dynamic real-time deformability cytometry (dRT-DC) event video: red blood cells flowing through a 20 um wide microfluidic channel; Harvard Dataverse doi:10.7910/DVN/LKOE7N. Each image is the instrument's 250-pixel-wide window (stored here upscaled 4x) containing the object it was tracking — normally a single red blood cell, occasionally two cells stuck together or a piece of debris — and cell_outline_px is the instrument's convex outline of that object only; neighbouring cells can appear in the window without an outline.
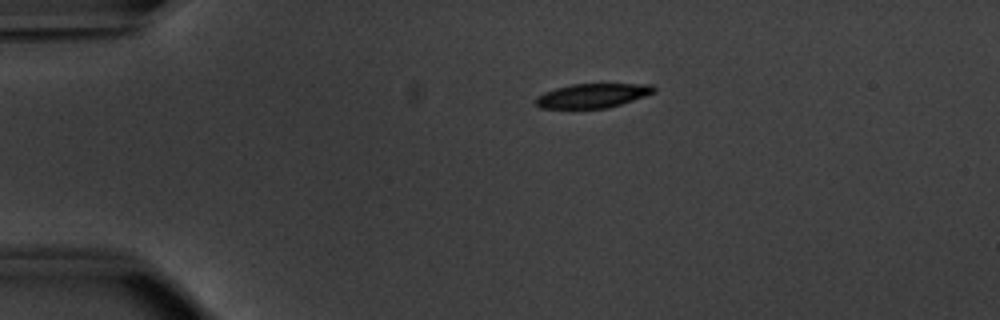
{"species": "common noctule bat (a hibernating species)", "species_latin": "Nyctalus noctula", "temperature_condition": "warm", "stored_images_in_passage": 43, "camera_frame_rate_fps": 3000, "um_per_image_px": 0.085, "animal": {"sex": "male", "body_mass_g": 20.1, "forearm_length_mm": 53.5}, "frame": {"image": 1, "passage_image": 1, "time_ms": 0.0, "image_size_px": [1000, 320], "cell_outline_px": [[656, 92], [608, 108], [540, 108], [536, 104], [536, 96], [544, 92], [556, 88], [572, 84], [652, 84], [656, 88]], "centroid_in_image_um": [50.37, 8.12], "position_along_channel_um": 34.6, "area_um2": 16.59}}
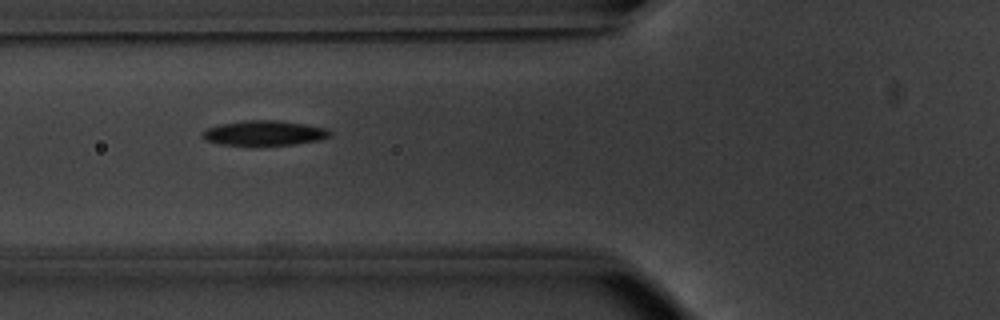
{"frame": {"image": 2, "passage_image": 10, "time_ms": 3.0, "image_size_px": [1000, 320], "cell_outline_px": [[332, 136], [320, 140], [296, 144], [216, 144], [204, 140], [200, 136], [200, 132], [204, 128], [220, 124], [244, 120], [276, 120], [304, 124], [328, 128], [332, 132]], "centroid_in_image_um": [22.43, 11.29], "position_along_channel_um": 103.4, "area_um2": 18.61}}
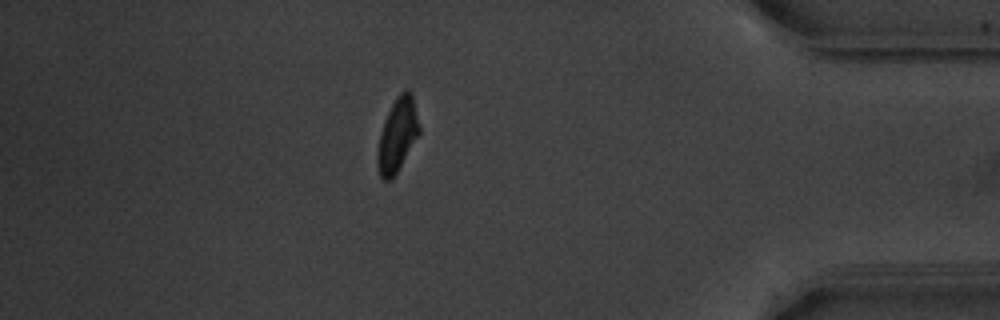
{"frame": {"image": 3, "passage_image": 36, "time_ms": 11.667, "image_size_px": [1000, 320], "cell_outline_px": [[420, 132], [392, 180], [384, 180], [380, 176], [376, 164], [376, 156], [380, 132], [384, 120], [396, 96], [404, 88], [408, 88], [412, 92], [420, 128]], "centroid_in_image_um": [33.77, 11.45], "position_along_channel_um": 401.4, "area_um2": 18.03}, "authors_computed_cell_mechanics": {"area_um2": 18.3804, "velocity_mm_per_s": 3.8409, "shape_relaxation_time_tau1_ms": 2.846, "shape_relaxation_time_tau2_ms": null, "deformation_change_tau1": 0.1454, "deformation_change_tau2": null}}